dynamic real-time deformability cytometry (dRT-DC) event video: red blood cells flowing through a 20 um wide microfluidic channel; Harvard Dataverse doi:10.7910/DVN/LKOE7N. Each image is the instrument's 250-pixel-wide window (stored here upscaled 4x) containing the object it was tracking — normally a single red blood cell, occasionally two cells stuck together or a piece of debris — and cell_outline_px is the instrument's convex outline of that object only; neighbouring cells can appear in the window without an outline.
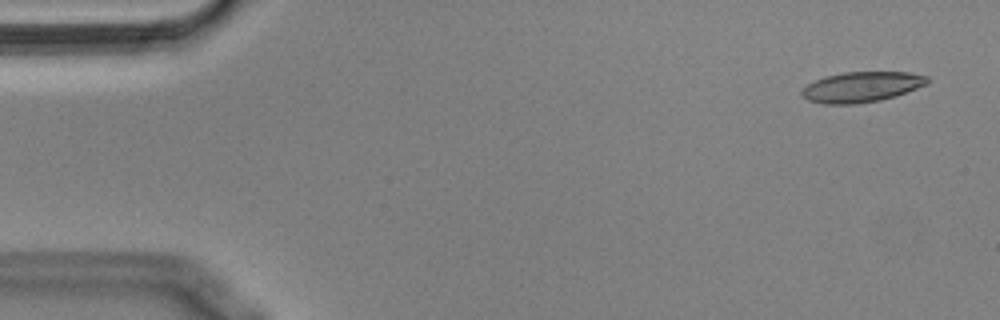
{"species": "Egyptian fruit bat (a non-hibernating species)", "species_latin": "Rousettus aegyptiacus", "temperature_condition": "cold", "stored_images_in_passage": 54, "camera_frame_rate_fps": 3000, "um_per_image_px": 0.085, "animal": {"sex": "male"}, "frame": {"image": 1, "passage_image": 1, "time_ms": 0.0, "image_size_px": [1000, 320], "cell_outline_px": [[928, 84], [896, 96], [880, 100], [856, 104], [824, 104], [808, 100], [800, 92], [808, 84], [824, 76], [844, 72], [908, 72], [928, 76]], "centroid_in_image_um": [73.25, 7.39], "position_along_channel_um": 11.7, "area_um2": 22.2}}
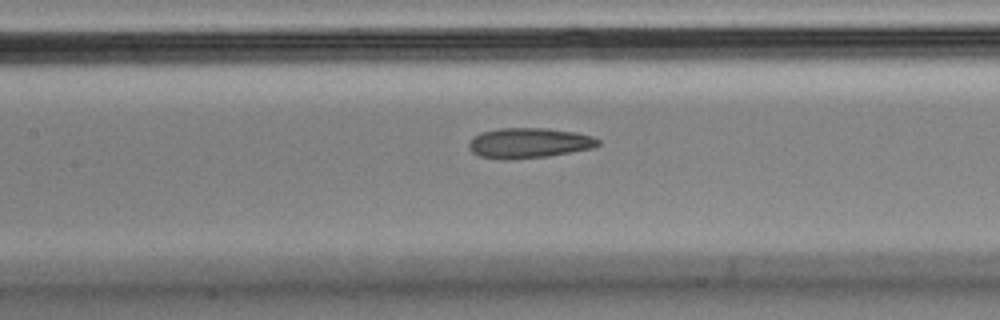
{"frame": {"image": 2, "passage_image": 23, "time_ms": 7.333, "image_size_px": [1000, 320], "cell_outline_px": [[600, 144], [592, 148], [548, 156], [504, 160], [480, 156], [472, 152], [468, 148], [468, 144], [472, 136], [480, 132], [500, 128], [548, 128], [576, 132], [592, 136], [600, 140]], "centroid_in_image_um": [44.93, 12.14], "position_along_channel_um": 162.5, "area_um2": 22.89}}
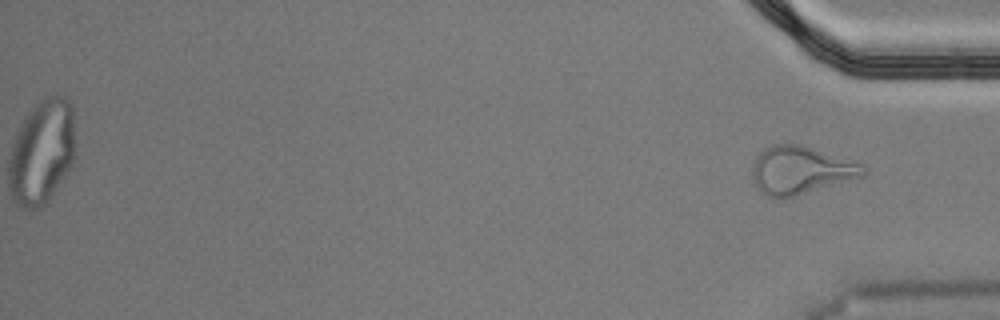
{"frame": {"image": 3, "passage_image": 54, "time_ms": 17.667, "image_size_px": [1000, 320], "cell_outline_px": [[868, 172], [864, 176], [792, 196], [768, 196], [752, 180], [752, 164], [756, 156], [764, 148], [772, 144], [800, 144], [864, 164], [868, 168]], "centroid_in_image_um": [68.08, 14.42], "position_along_channel_um": 367.1, "area_um2": 30.52}, "authors_computed_cell_mechanics": {"area_um2": 22.9755, "velocity_mm_per_s": 3.5831, "shape_relaxation_time_tau1_ms": null, "shape_relaxation_time_tau2_ms": 3.0161, "deformation_change_tau1": null, "deformation_change_tau2": 0.0979}}